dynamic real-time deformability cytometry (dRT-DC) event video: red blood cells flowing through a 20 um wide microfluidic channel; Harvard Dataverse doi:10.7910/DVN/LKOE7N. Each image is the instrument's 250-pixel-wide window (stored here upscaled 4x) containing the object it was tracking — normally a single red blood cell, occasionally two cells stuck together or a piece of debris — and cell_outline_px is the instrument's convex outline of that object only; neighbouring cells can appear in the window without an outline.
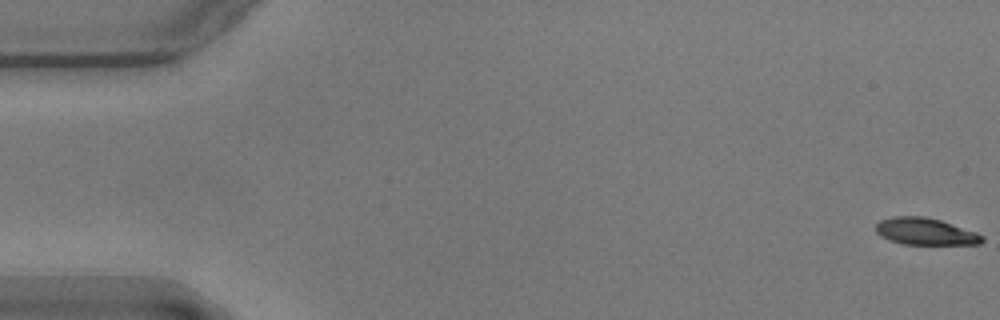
{"species": "common noctule bat (a hibernating species)", "species_latin": "Nyctalus noctula", "temperature_condition": "warm", "stored_images_in_passage": 50, "camera_frame_rate_fps": 3000, "um_per_image_px": 0.085, "animal": {"sex": "male", "body_mass_g": 17.9}, "frame": {"image": 1, "passage_image": 1, "time_ms": 0.0, "image_size_px": [1000, 320], "cell_outline_px": [[984, 240], [980, 244], [904, 244], [888, 240], [880, 236], [876, 232], [876, 224], [880, 220], [892, 216], [924, 216], [940, 220], [976, 232], [984, 236]], "centroid_in_image_um": [78.63, 19.67], "position_along_channel_um": 6.4, "area_um2": 16.7}}
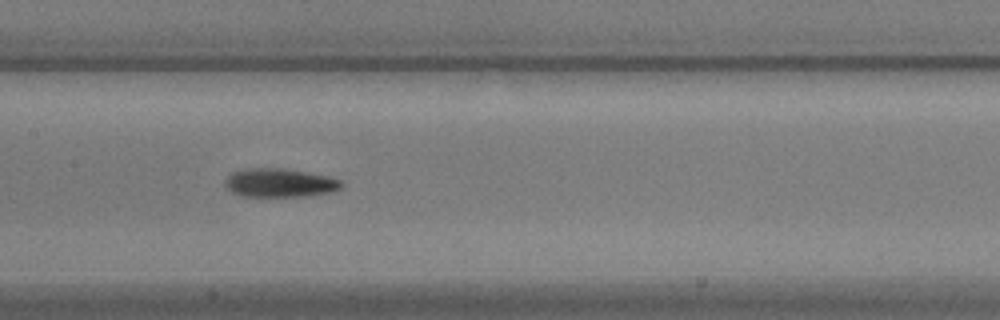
{"frame": {"image": 2, "passage_image": 28, "time_ms": 9.0, "image_size_px": [1000, 320], "cell_outline_px": [[344, 184], [340, 188], [332, 192], [312, 196], [240, 196], [232, 192], [224, 184], [224, 180], [232, 172], [248, 168], [284, 168], [328, 176], [340, 180]], "centroid_in_image_um": [23.78, 15.54], "position_along_channel_um": 183.6, "area_um2": 19.54}}
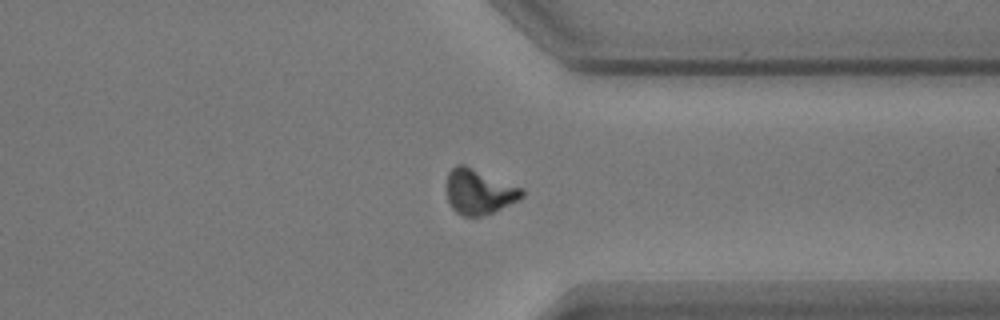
{"frame": {"image": 3, "passage_image": 44, "time_ms": 14.333, "image_size_px": [1000, 320], "cell_outline_px": [[524, 196], [492, 212], [480, 216], [460, 216], [448, 204], [444, 184], [448, 172], [456, 164], [464, 164], [524, 188]], "centroid_in_image_um": [40.65, 16.27], "position_along_channel_um": 370.8, "area_um2": 20.11}}